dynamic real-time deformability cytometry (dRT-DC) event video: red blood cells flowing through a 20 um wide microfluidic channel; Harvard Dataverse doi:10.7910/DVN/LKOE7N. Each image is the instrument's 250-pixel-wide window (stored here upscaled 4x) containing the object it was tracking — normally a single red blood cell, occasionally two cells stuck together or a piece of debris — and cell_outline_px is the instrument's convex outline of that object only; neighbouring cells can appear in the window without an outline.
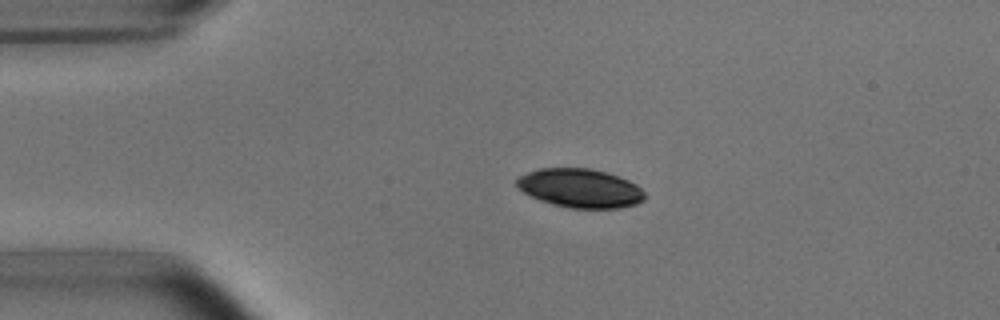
{"species": "common noctule bat (a hibernating species)", "species_latin": "Nyctalus noctula", "temperature_condition": "room temperature", "stored_images_in_passage": 5, "camera_frame_rate_fps": 3000, "um_per_image_px": 0.085, "animal": {"sex": "male", "body_mass_g": 15.6}, "frame": {"image": 1, "passage_image": 3, "time_ms": 2.333, "image_size_px": [1000, 320], "cell_outline_px": [[644, 200], [636, 204], [620, 208], [572, 208], [552, 204], [540, 200], [524, 192], [516, 184], [516, 180], [520, 176], [528, 172], [540, 168], [588, 168], [604, 172], [628, 180], [636, 184], [644, 192]], "centroid_in_image_um": [49.32, 16.0], "position_along_channel_um": 35.7, "area_um2": 28.67}}
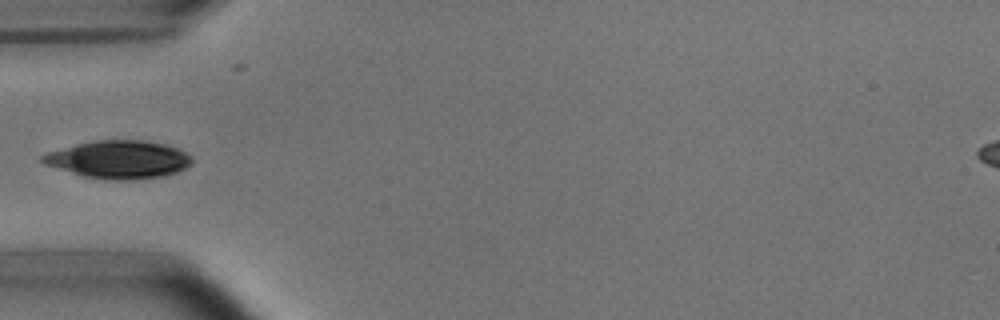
{"frame": {"image": 2, "passage_image": 5, "time_ms": 4.333, "image_size_px": [1000, 320], "cell_outline_px": [[192, 160], [184, 168], [176, 172], [164, 176], [136, 180], [108, 180], [84, 176], [44, 164], [40, 160], [40, 156], [48, 152], [96, 140], [144, 140], [168, 144], [180, 148], [192, 156]], "centroid_in_image_um": [10.14, 13.56], "position_along_channel_um": 74.9, "area_um2": 32.95}}